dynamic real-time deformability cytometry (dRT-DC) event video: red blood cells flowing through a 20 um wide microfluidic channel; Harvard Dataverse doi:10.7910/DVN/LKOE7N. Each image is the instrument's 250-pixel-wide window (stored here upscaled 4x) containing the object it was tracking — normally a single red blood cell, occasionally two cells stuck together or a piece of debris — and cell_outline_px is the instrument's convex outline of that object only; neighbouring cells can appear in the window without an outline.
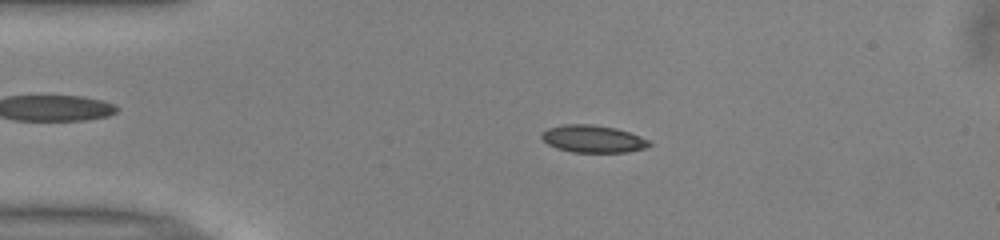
{"species": "common noctule bat (a hibernating species)", "species_latin": "Nyctalus noctula", "temperature_condition": "warm", "stored_images_in_passage": 50, "camera_frame_rate_fps": 3000, "um_per_image_px": 0.085, "animal": {"sex": "male", "body_mass_g": 13.0, "forearm_length_mm": 53.1}, "frame": {"image": 1, "passage_image": 10, "time_ms": 3.0, "image_size_px": [1000, 240], "cell_outline_px": [[652, 144], [648, 148], [628, 152], [572, 152], [556, 148], [548, 144], [540, 136], [540, 132], [548, 128], [564, 124], [592, 124], [616, 128], [652, 140]], "centroid_in_image_um": [50.43, 11.8], "position_along_channel_um": 34.6, "area_um2": 17.4}}
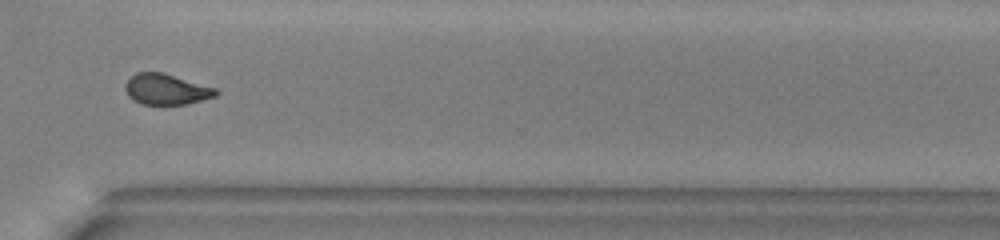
{"frame": {"image": 2, "passage_image": 37, "time_ms": 12.0, "image_size_px": [1000, 240], "cell_outline_px": [[220, 92], [216, 96], [188, 104], [140, 104], [132, 100], [128, 96], [124, 88], [124, 84], [136, 72], [164, 72], [216, 88]], "centroid_in_image_um": [14.13, 7.59], "position_along_channel_um": 356.5, "area_um2": 16.42}}
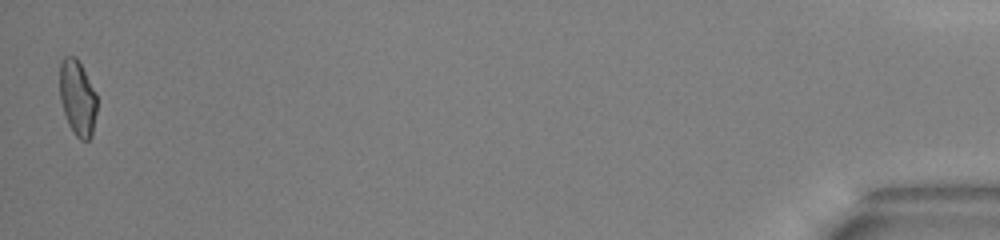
{"frame": {"image": 3, "passage_image": 50, "time_ms": 16.333, "image_size_px": [1000, 240], "cell_outline_px": [[96, 112], [92, 136], [88, 140], [80, 140], [76, 136], [68, 124], [60, 100], [60, 64], [64, 56], [76, 56], [96, 92]], "centroid_in_image_um": [6.59, 8.32], "position_along_channel_um": 428.6, "area_um2": 16.36}, "authors_computed_cell_mechanics": {"area_um2": 16.7331, "velocity_mm_per_s": 3.9956, "shape_relaxation_time_tau1_ms": 5.5447, "shape_relaxation_time_tau2_ms": 1.3183, "deformation_change_tau1": 0.1297, "deformation_change_tau2": 0.0635}}